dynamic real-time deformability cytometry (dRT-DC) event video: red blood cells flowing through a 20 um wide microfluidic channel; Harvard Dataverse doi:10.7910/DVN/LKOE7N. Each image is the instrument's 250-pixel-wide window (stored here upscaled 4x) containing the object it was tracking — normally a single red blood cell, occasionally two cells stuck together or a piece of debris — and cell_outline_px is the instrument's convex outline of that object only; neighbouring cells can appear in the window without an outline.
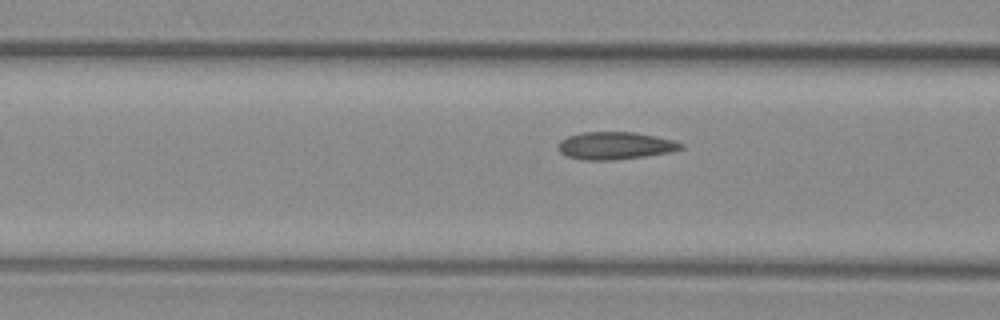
{"species": "common noctule bat (a hibernating species)", "species_latin": "Nyctalus noctula", "temperature_condition": "warm", "stored_images_in_passage": 17, "camera_frame_rate_fps": 3000, "um_per_image_px": 0.085, "animal": {"sex": "female", "body_mass_g": 29.2, "forearm_length_mm": 56.3}, "frame": {"image": 1, "passage_image": 15, "time_ms": 4.667, "image_size_px": [1000, 320], "cell_outline_px": [[684, 148], [672, 152], [644, 156], [612, 160], [580, 160], [568, 156], [560, 152], [556, 148], [556, 144], [560, 140], [568, 136], [580, 132], [636, 132], [656, 136], [672, 140], [684, 144]], "centroid_in_image_um": [52.26, 12.38], "position_along_channel_um": 114.3, "area_um2": 19.88}}